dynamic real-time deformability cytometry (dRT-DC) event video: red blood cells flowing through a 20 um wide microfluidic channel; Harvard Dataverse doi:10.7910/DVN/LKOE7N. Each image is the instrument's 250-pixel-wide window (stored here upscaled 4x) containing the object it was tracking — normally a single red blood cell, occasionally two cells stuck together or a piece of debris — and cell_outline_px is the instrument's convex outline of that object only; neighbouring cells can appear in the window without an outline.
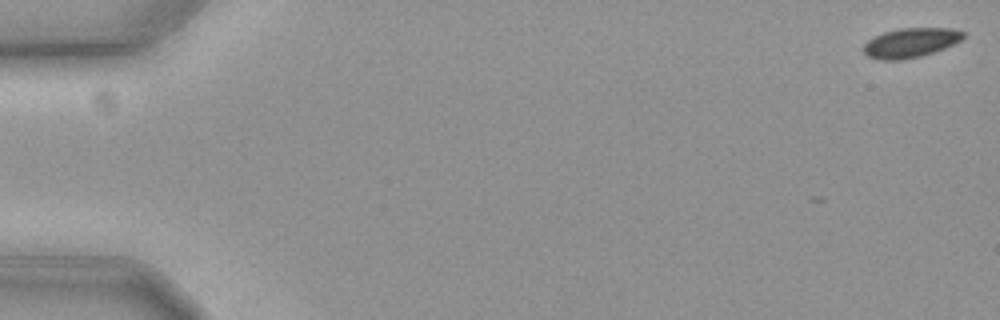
{"species": "common noctule bat (a hibernating species)", "species_latin": "Nyctalus noctula", "temperature_condition": "cold", "stored_images_in_passage": 4, "camera_frame_rate_fps": 3000, "um_per_image_px": 0.085, "animal": {"sex": "female", "body_mass_g": 19.3, "forearm_length_mm": 54.1}, "frame": {"image": 1, "passage_image": 1, "time_ms": 0.0, "image_size_px": [1000, 320], "cell_outline_px": [[964, 36], [960, 40], [944, 48], [920, 56], [900, 60], [880, 60], [868, 56], [864, 52], [864, 44], [868, 40], [884, 32], [900, 28], [952, 28], [964, 32]], "centroid_in_image_um": [77.39, 3.63], "position_along_channel_um": 7.6, "area_um2": 16.88}}